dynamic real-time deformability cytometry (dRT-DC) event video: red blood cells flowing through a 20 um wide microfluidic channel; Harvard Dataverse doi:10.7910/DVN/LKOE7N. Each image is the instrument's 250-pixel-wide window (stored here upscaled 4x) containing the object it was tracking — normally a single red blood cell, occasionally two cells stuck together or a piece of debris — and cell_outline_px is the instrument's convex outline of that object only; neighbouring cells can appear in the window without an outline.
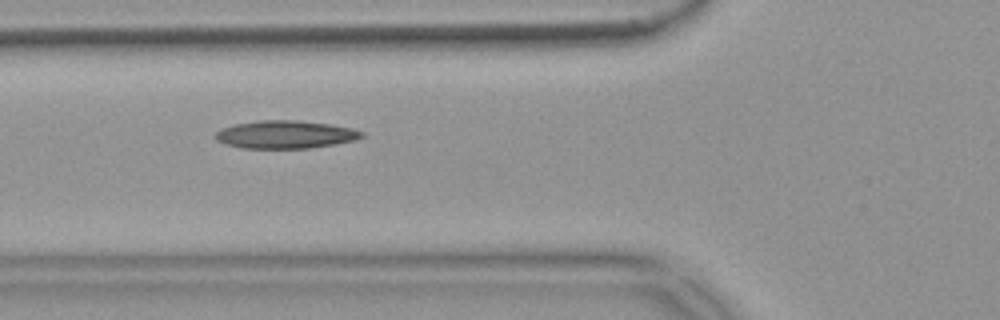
{"species": "common noctule bat (a hibernating species)", "species_latin": "Nyctalus noctula", "temperature_condition": "warm", "stored_images_in_passage": 41, "camera_frame_rate_fps": 3000, "um_per_image_px": 0.085, "animal": {"sex": "female", "body_mass_g": 18.4}, "frame": {"image": 1, "passage_image": 7, "time_ms": 2.0, "image_size_px": [1000, 320], "cell_outline_px": [[364, 136], [356, 140], [308, 148], [244, 148], [224, 144], [216, 140], [216, 132], [220, 128], [232, 124], [260, 120], [296, 120], [332, 124], [352, 128], [364, 132]], "centroid_in_image_um": [24.24, 11.42], "position_along_channel_um": 101.6, "area_um2": 23.87}}
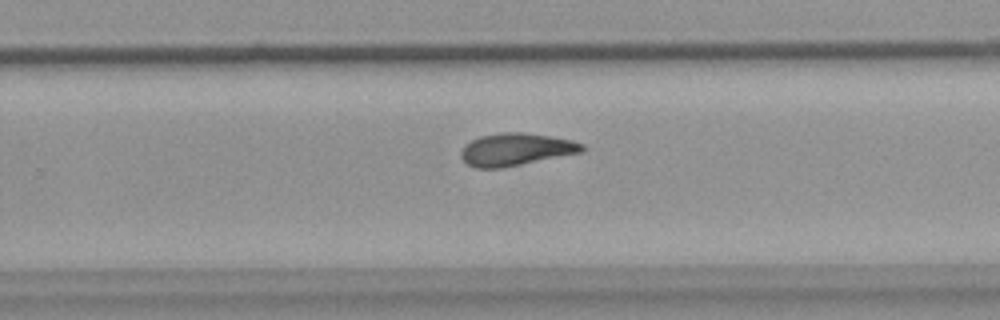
{"frame": {"image": 2, "passage_image": 22, "time_ms": 7.0, "image_size_px": [1000, 320], "cell_outline_px": [[584, 152], [504, 168], [476, 168], [468, 164], [460, 156], [460, 152], [464, 144], [480, 136], [504, 132], [524, 132], [572, 140], [584, 144]], "centroid_in_image_um": [43.86, 12.71], "position_along_channel_um": 285.9, "area_um2": 23.06}}
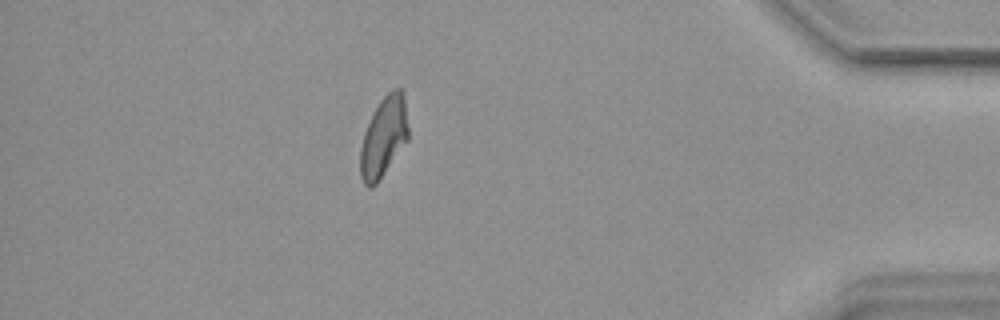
{"frame": {"image": 3, "passage_image": 35, "time_ms": 11.333, "image_size_px": [1000, 320], "cell_outline_px": [[408, 140], [376, 184], [372, 188], [368, 188], [364, 184], [360, 176], [360, 148], [364, 132], [372, 112], [380, 100], [392, 88], [400, 88], [404, 92], [408, 128]], "centroid_in_image_um": [32.6, 11.62], "position_along_channel_um": 402.6, "area_um2": 22.6}, "authors_computed_cell_mechanics": {"area_um2": 22.542, "velocity_mm_per_s": 3.6946, "shape_relaxation_time_tau1_ms": null, "shape_relaxation_time_tau2_ms": 7.4628, "deformation_change_tau1": null, "deformation_change_tau2": 0.1549}}